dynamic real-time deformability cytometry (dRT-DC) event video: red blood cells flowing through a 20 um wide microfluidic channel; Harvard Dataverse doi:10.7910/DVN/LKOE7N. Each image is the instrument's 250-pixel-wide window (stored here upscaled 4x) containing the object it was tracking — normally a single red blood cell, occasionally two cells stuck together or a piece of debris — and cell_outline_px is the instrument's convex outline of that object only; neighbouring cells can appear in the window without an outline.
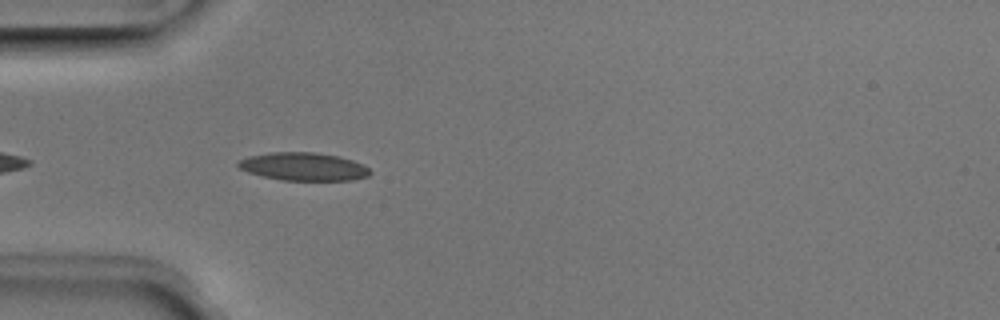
{"species": "Egyptian fruit bat (a non-hibernating species)", "species_latin": "Rousettus aegyptiacus", "temperature_condition": "room temperature", "stored_images_in_passage": 18, "camera_frame_rate_fps": 3000, "um_per_image_px": 0.085, "animal": {"sex": "male"}, "frame": {"image": 1, "passage_image": 3, "time_ms": 0.667, "image_size_px": [1000, 320], "cell_outline_px": [[372, 172], [368, 176], [352, 180], [280, 180], [248, 172], [240, 168], [236, 164], [240, 160], [248, 156], [268, 152], [312, 152], [340, 156], [364, 164]], "centroid_in_image_um": [25.81, 14.15], "position_along_channel_um": 59.2, "area_um2": 21.56}}
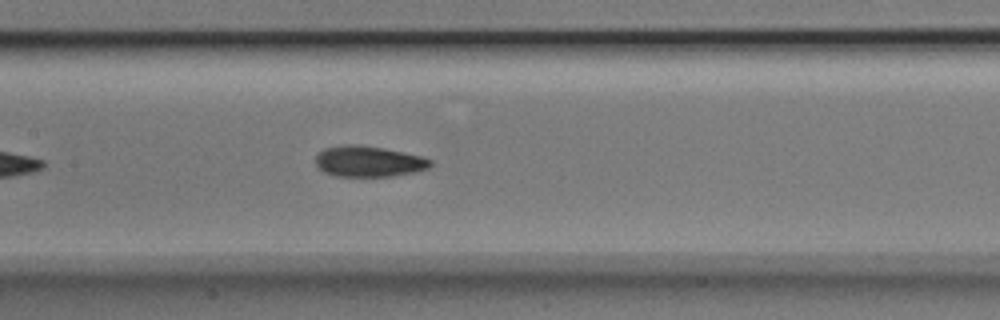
{"frame": {"image": 2, "passage_image": 12, "time_ms": 3.667, "image_size_px": [1000, 320], "cell_outline_px": [[432, 164], [428, 168], [416, 172], [392, 176], [332, 176], [324, 172], [316, 164], [316, 156], [324, 148], [340, 144], [360, 144], [384, 148], [424, 156], [432, 160]], "centroid_in_image_um": [31.35, 13.71], "position_along_channel_um": 176.1, "area_um2": 20.92}}
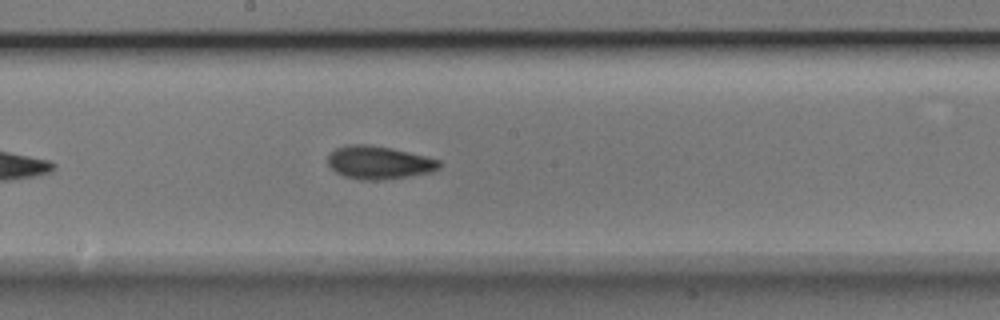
{"frame": {"image": 3, "passage_image": 15, "time_ms": 4.667, "image_size_px": [1000, 320], "cell_outline_px": [[440, 168], [432, 172], [408, 176], [376, 180], [360, 180], [344, 176], [336, 172], [328, 164], [328, 152], [336, 148], [348, 144], [368, 144], [392, 148], [440, 160]], "centroid_in_image_um": [32.18, 13.81], "position_along_channel_um": 216.0, "area_um2": 21.44}}